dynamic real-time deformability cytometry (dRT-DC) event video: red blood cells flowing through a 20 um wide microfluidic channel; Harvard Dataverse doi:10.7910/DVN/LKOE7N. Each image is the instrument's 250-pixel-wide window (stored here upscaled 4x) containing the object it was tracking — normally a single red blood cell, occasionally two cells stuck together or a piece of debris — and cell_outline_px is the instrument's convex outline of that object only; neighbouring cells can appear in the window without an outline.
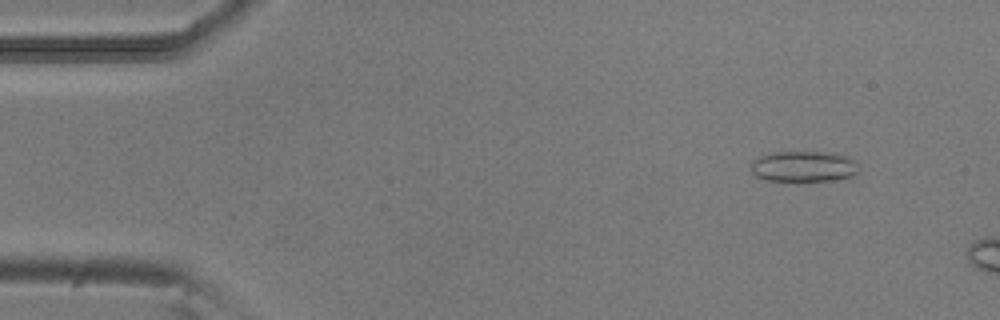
{"species": "common noctule bat (a hibernating species)", "species_latin": "Nyctalus noctula", "temperature_condition": "room temperature", "stored_images_in_passage": 5, "camera_frame_rate_fps": 3000, "um_per_image_px": 0.085, "animal": {"sex": "male", "body_mass_g": 20.5, "forearm_length_mm": 52.5}, "frame": {"image": 1, "passage_image": 2, "time_ms": 0.333, "image_size_px": [1000, 320], "cell_outline_px": [[860, 164], [856, 172], [852, 176], [832, 180], [768, 180], [756, 176], [752, 172], [752, 160], [756, 156], [772, 152], [828, 152], [848, 156], [856, 160]], "centroid_in_image_um": [68.32, 14.12], "position_along_channel_um": 16.7, "area_um2": 19.36}}